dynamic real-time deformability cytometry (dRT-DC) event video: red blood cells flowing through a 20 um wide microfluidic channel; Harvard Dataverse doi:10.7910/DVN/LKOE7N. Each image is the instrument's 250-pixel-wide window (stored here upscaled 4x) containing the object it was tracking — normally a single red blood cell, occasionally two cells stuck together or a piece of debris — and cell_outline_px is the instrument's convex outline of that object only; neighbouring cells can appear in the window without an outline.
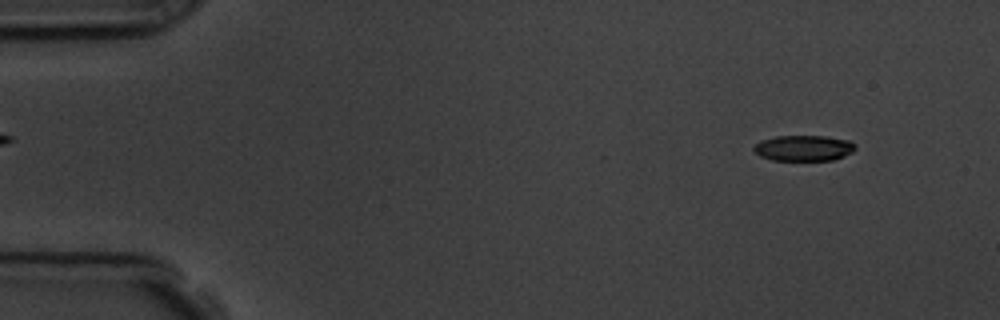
{"species": "common noctule bat (a hibernating species)", "species_latin": "Nyctalus noctula", "temperature_condition": "room temperature", "stored_images_in_passage": 17, "camera_frame_rate_fps": 3000, "um_per_image_px": 0.085, "animal": {"sex": "male", "body_mass_g": 19.5, "forearm_length_mm": 54.6}, "frame": {"image": 1, "passage_image": 5, "time_ms": 1.333, "image_size_px": [1000, 320], "cell_outline_px": [[856, 148], [852, 152], [844, 156], [832, 160], [772, 160], [760, 156], [752, 148], [760, 140], [776, 136], [824, 136], [848, 140]], "centroid_in_image_um": [68.28, 12.59], "position_along_channel_um": 16.7, "area_um2": 15.09}}
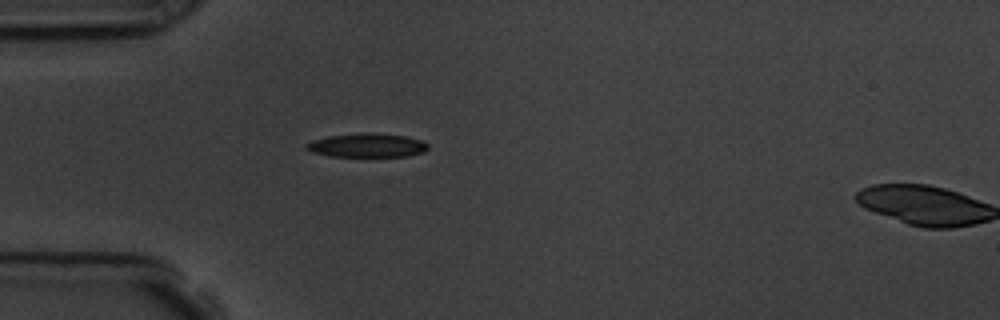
{"frame": {"image": 2, "passage_image": 16, "time_ms": 5.0, "image_size_px": [1000, 320], "cell_outline_px": [[428, 148], [424, 152], [408, 156], [328, 156], [312, 152], [304, 148], [304, 144], [312, 140], [328, 136], [364, 132], [368, 132], [404, 136], [420, 140], [428, 144]], "centroid_in_image_um": [31.15, 12.35], "position_along_channel_um": 53.8, "area_um2": 16.94}}